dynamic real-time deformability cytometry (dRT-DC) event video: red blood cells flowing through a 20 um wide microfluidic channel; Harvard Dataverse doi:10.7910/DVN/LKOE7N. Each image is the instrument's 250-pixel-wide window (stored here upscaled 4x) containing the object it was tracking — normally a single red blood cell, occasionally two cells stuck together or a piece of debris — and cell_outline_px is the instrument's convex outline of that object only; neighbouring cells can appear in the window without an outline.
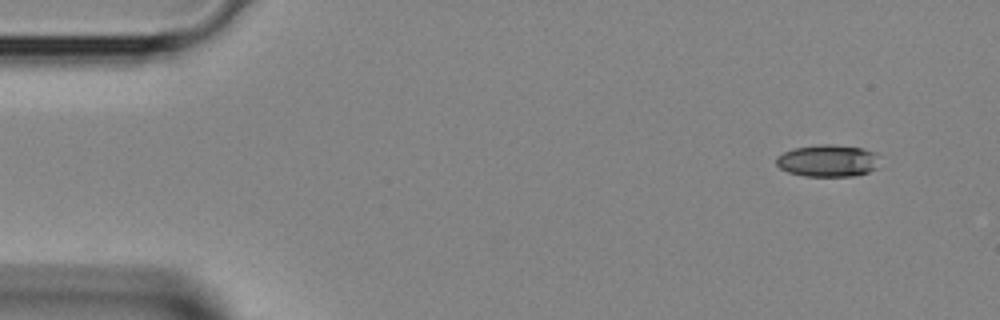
{"species": "Egyptian fruit bat (a non-hibernating species)", "species_latin": "Rousettus aegyptiacus", "temperature_condition": "room temperature", "stored_images_in_passage": 4, "camera_frame_rate_fps": 3000, "um_per_image_px": 0.085, "animal": {"sex": "female"}, "frame": {"image": 1, "passage_image": 1, "time_ms": 0.0, "image_size_px": [1000, 320], "cell_outline_px": [[880, 168], [856, 176], [804, 176], [788, 172], [780, 168], [776, 164], [776, 156], [792, 148], [820, 144], [832, 144], [860, 148], [876, 152], [880, 156]], "centroid_in_image_um": [70.41, 13.66], "position_along_channel_um": 14.6, "area_um2": 19.77}}
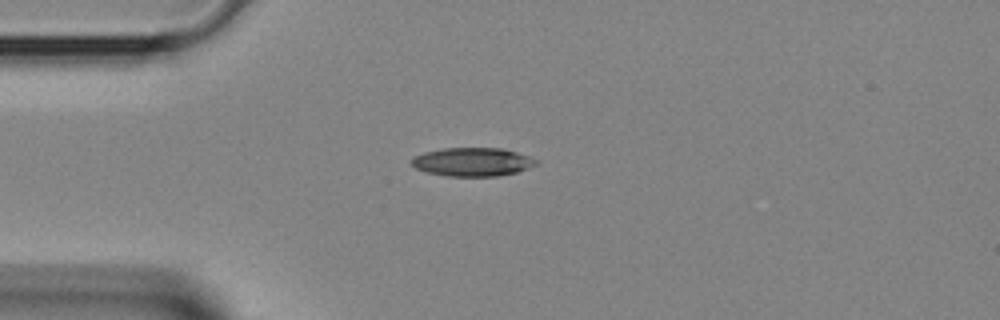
{"frame": {"image": 2, "passage_image": 3, "time_ms": 0.667, "image_size_px": [1000, 320], "cell_outline_px": [[540, 164], [516, 172], [500, 176], [448, 176], [428, 172], [416, 168], [412, 164], [412, 160], [416, 156], [424, 152], [444, 148], [504, 148], [540, 160]], "centroid_in_image_um": [40.23, 13.76], "position_along_channel_um": 44.8, "area_um2": 20.69}}
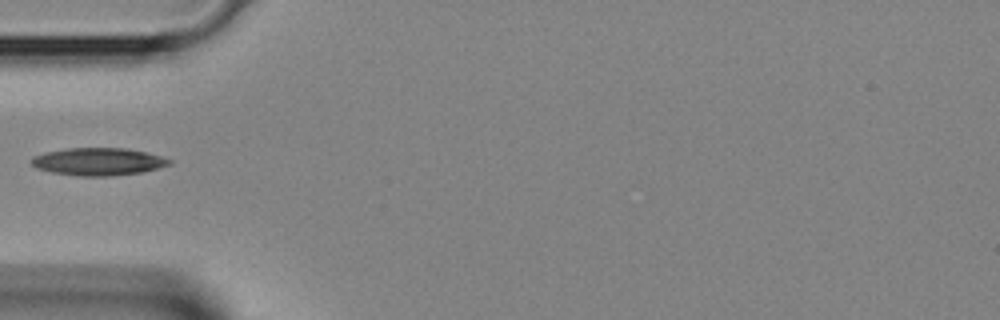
{"frame": {"image": 3, "passage_image": 4, "time_ms": 1.0, "image_size_px": [1000, 320], "cell_outline_px": [[172, 164], [144, 172], [112, 176], [80, 176], [52, 172], [36, 168], [28, 160], [32, 156], [44, 152], [68, 148], [124, 148], [148, 152], [172, 160]], "centroid_in_image_um": [8.34, 13.74], "position_along_channel_um": 76.7, "area_um2": 22.37}}